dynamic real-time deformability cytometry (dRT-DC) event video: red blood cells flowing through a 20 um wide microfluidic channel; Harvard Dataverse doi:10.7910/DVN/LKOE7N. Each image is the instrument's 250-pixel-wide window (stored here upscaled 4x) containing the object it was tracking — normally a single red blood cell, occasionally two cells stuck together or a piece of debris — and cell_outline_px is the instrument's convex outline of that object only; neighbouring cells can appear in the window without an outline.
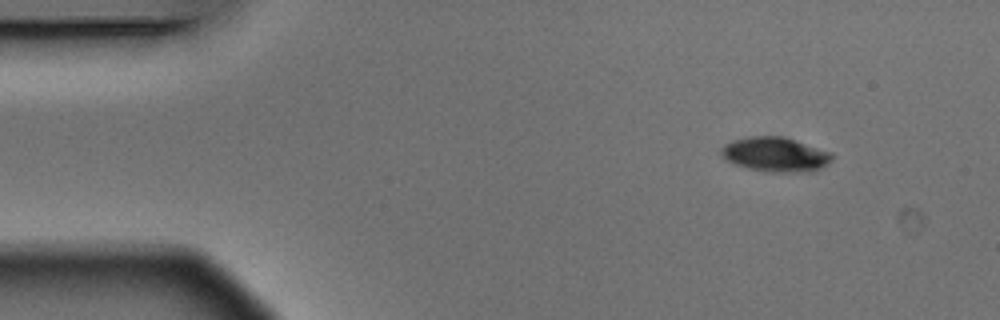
{"species": "Egyptian fruit bat (a non-hibernating species)", "species_latin": "Rousettus aegyptiacus", "temperature_condition": "warm", "stored_images_in_passage": 7, "camera_frame_rate_fps": 3000, "um_per_image_px": 0.085, "animal": {"sex": "male"}, "frame": {"image": 1, "passage_image": 1, "time_ms": 0.0, "image_size_px": [1000, 320], "cell_outline_px": [[832, 160], [828, 164], [820, 168], [796, 172], [772, 172], [748, 168], [736, 164], [728, 160], [720, 152], [720, 148], [724, 144], [732, 140], [748, 136], [784, 136], [832, 152]], "centroid_in_image_um": [65.9, 13.1], "position_along_channel_um": 19.1, "area_um2": 22.14}}
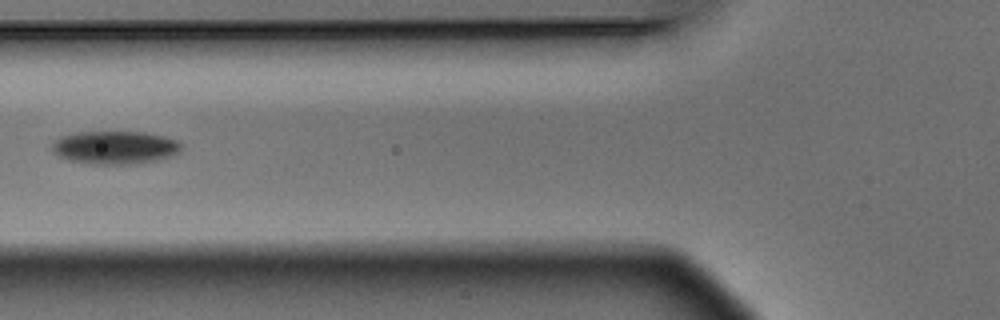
{"frame": {"image": 2, "passage_image": 5, "time_ms": 1.333, "image_size_px": [1000, 320], "cell_outline_px": [[180, 148], [176, 152], [168, 156], [156, 160], [136, 164], [88, 164], [68, 160], [56, 156], [52, 148], [52, 144], [60, 136], [76, 132], [144, 132], [164, 136], [176, 140], [180, 144]], "centroid_in_image_um": [9.7, 12.54], "position_along_channel_um": 116.1, "area_um2": 24.85}}
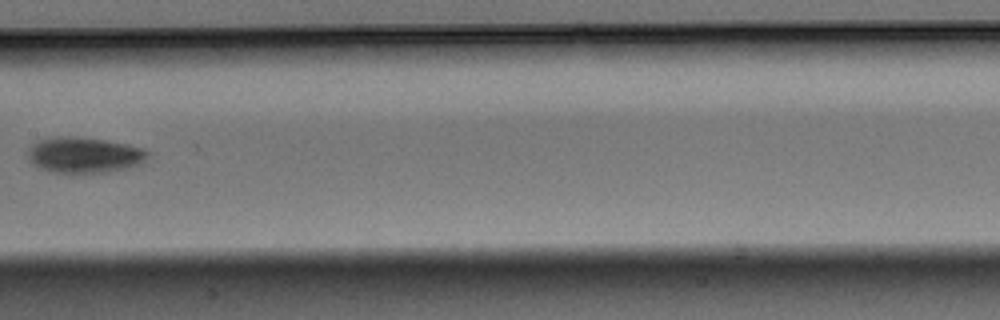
{"frame": {"image": 3, "passage_image": 7, "time_ms": 2.0, "image_size_px": [1000, 320], "cell_outline_px": [[148, 156], [140, 164], [128, 168], [108, 172], [52, 172], [40, 168], [32, 164], [28, 156], [28, 148], [32, 144], [40, 140], [56, 136], [68, 136], [104, 140], [144, 148], [148, 152]], "centroid_in_image_um": [7.14, 13.17], "position_along_channel_um": 200.3, "area_um2": 24.74}}